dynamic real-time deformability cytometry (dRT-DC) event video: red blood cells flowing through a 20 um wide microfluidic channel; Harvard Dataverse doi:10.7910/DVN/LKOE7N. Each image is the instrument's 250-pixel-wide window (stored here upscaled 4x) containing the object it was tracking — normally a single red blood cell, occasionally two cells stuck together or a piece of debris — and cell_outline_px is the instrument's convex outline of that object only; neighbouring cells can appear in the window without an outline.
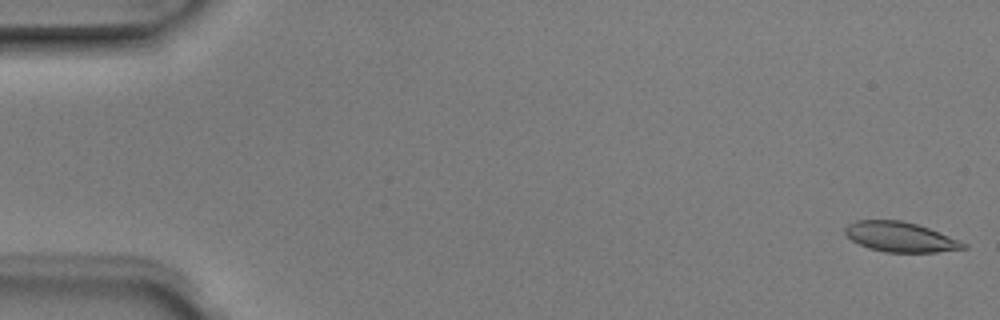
{"species": "Egyptian fruit bat (a non-hibernating species)", "species_latin": "Rousettus aegyptiacus", "temperature_condition": "room temperature", "stored_images_in_passage": 5, "camera_frame_rate_fps": 3000, "um_per_image_px": 0.085, "animal": {"sex": "male"}, "frame": {"image": 1, "passage_image": 1, "time_ms": 0.0, "image_size_px": [1000, 320], "cell_outline_px": [[968, 248], [936, 252], [884, 252], [868, 248], [852, 240], [844, 232], [844, 228], [848, 224], [856, 220], [900, 220], [916, 224], [928, 228], [960, 240], [968, 244]], "centroid_in_image_um": [76.53, 20.14], "position_along_channel_um": 8.5, "area_um2": 20.58}}
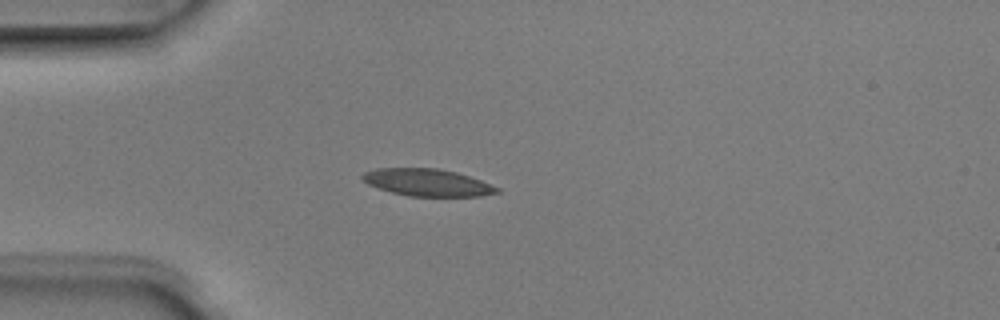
{"frame": {"image": 2, "passage_image": 5, "time_ms": 1.333, "image_size_px": [1000, 320], "cell_outline_px": [[500, 192], [480, 196], [408, 196], [392, 192], [368, 184], [360, 180], [360, 176], [364, 172], [376, 168], [436, 168], [456, 172], [480, 180], [500, 188]], "centroid_in_image_um": [36.29, 15.51], "position_along_channel_um": 48.7, "area_um2": 21.27}}